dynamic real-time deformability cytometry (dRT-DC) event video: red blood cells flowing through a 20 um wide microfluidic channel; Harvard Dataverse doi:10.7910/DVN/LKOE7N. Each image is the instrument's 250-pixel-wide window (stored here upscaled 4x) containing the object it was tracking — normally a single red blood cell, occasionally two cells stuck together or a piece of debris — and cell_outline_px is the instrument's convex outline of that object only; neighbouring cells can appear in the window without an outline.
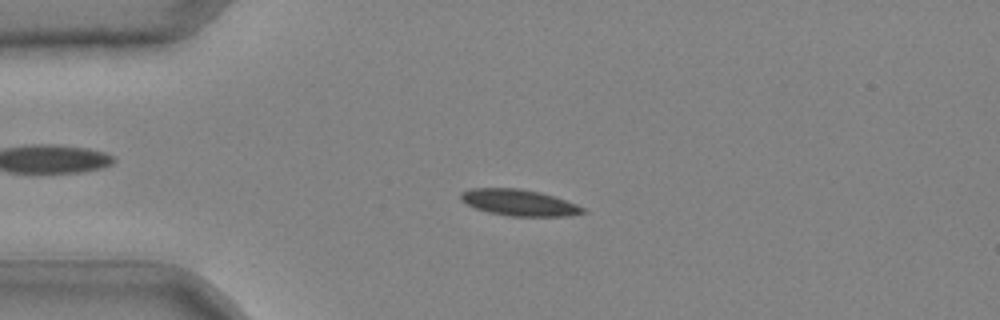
{"species": "common noctule bat (a hibernating species)", "species_latin": "Nyctalus noctula", "temperature_condition": "cold", "stored_images_in_passage": 42, "camera_frame_rate_fps": 3000, "um_per_image_px": 0.085, "animal": {"sex": "male", "body_mass_g": 20.4}, "frame": {"image": 1, "passage_image": 10, "time_ms": 3.0, "image_size_px": [1000, 320], "cell_outline_px": [[588, 212], [568, 216], [512, 216], [488, 212], [476, 208], [460, 200], [460, 192], [468, 188], [520, 188], [540, 192], [576, 204], [584, 208]], "centroid_in_image_um": [44.1, 17.21], "position_along_channel_um": 40.9, "area_um2": 18.67}}
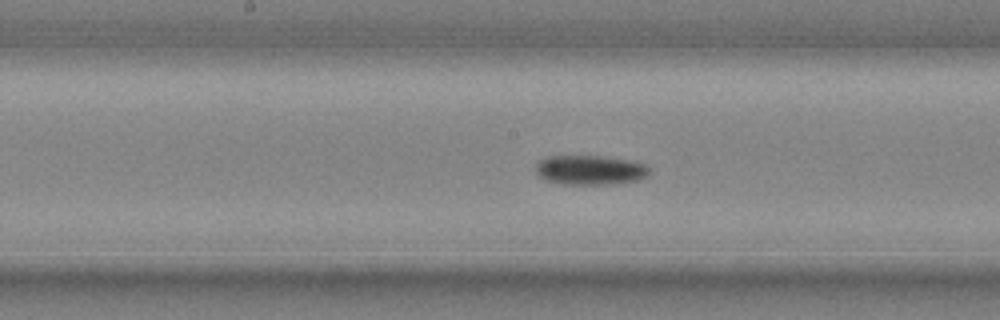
{"frame": {"image": 2, "passage_image": 22, "time_ms": 7.0, "image_size_px": [1000, 320], "cell_outline_px": [[648, 176], [640, 180], [612, 184], [560, 184], [548, 180], [540, 176], [536, 172], [536, 164], [540, 160], [548, 156], [608, 156], [628, 160], [644, 164], [648, 168]], "centroid_in_image_um": [50.17, 14.45], "position_along_channel_um": 198.0, "area_um2": 19.54}}
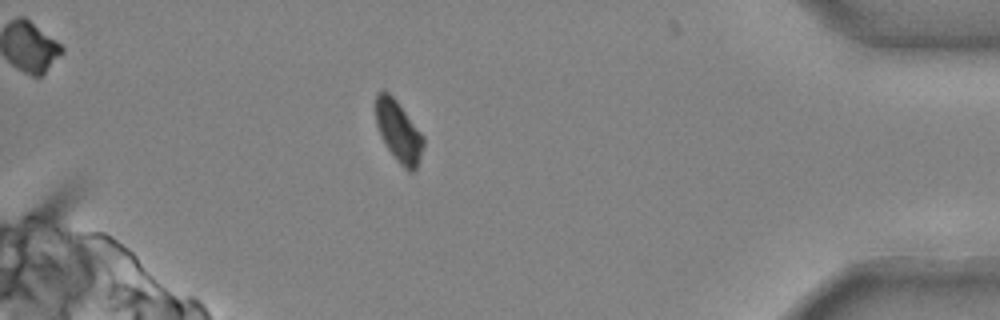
{"frame": {"image": 3, "passage_image": 38, "time_ms": 12.333, "image_size_px": [1000, 320], "cell_outline_px": [[424, 144], [416, 168], [412, 172], [408, 172], [396, 160], [380, 136], [376, 124], [376, 92], [388, 92], [396, 100], [424, 136]], "centroid_in_image_um": [33.88, 11.18], "position_along_channel_um": 401.3, "area_um2": 16.76}}